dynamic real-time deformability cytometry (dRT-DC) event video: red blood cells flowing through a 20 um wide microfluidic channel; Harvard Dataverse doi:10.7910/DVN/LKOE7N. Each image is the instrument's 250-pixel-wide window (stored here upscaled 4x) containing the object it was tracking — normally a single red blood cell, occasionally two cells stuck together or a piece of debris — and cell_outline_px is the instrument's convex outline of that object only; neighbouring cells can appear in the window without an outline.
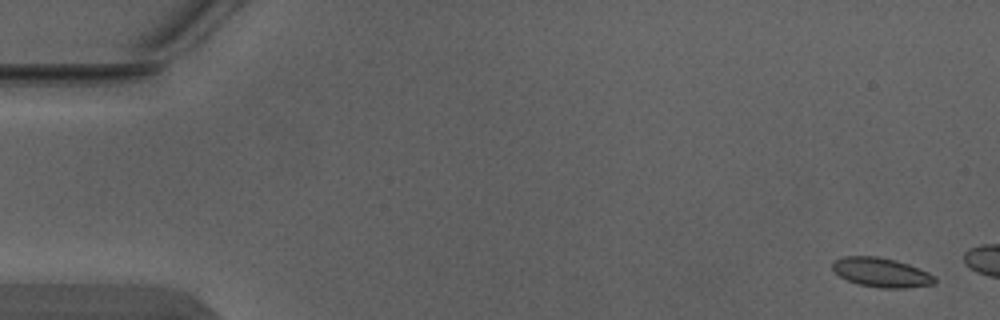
{"species": "Egyptian fruit bat (a non-hibernating species)", "species_latin": "Rousettus aegyptiacus", "temperature_condition": "warm", "stored_images_in_passage": 3, "camera_frame_rate_fps": 3000, "um_per_image_px": 0.085, "animal": {"sex": "male"}, "frame": {"image": 1, "passage_image": 1, "time_ms": 0.0, "image_size_px": [1000, 320], "cell_outline_px": [[936, 280], [932, 284], [904, 288], [880, 288], [860, 284], [848, 280], [840, 276], [832, 268], [832, 264], [836, 260], [844, 256], [876, 256], [896, 260], [908, 264], [928, 272], [936, 276]], "centroid_in_image_um": [74.93, 23.15], "position_along_channel_um": 10.1, "area_um2": 17.28}}